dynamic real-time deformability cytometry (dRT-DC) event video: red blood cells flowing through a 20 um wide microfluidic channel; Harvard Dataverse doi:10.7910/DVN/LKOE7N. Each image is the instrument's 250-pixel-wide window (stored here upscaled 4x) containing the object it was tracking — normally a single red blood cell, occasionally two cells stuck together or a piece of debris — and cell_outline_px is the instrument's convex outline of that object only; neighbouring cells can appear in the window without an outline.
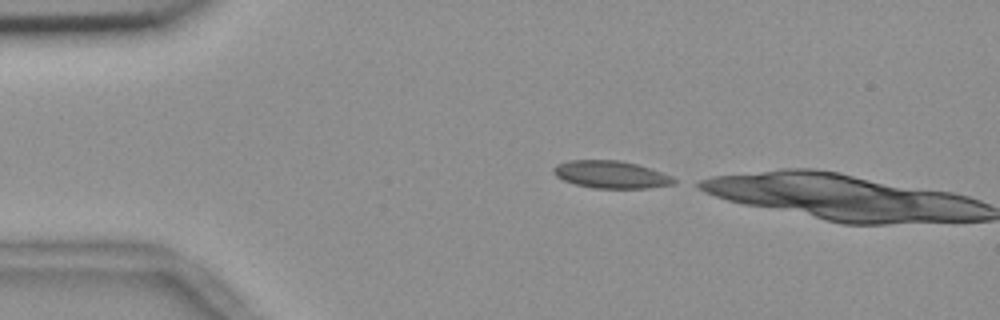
{"species": "common noctule bat (a hibernating species)", "species_latin": "Nyctalus noctula", "temperature_condition": "room temperature", "stored_images_in_passage": 3, "camera_frame_rate_fps": 3000, "um_per_image_px": 0.085, "animal": {"sex": "female", "body_mass_g": 18.4}, "frame": {"image": 1, "passage_image": 1, "time_ms": 0.0, "image_size_px": [1000, 320], "cell_outline_px": [[676, 184], [648, 188], [592, 188], [576, 184], [564, 180], [556, 176], [552, 172], [552, 168], [560, 164], [572, 160], [616, 160], [636, 164], [660, 172], [676, 180]], "centroid_in_image_um": [51.91, 14.84], "position_along_channel_um": 33.1, "area_um2": 18.9}}